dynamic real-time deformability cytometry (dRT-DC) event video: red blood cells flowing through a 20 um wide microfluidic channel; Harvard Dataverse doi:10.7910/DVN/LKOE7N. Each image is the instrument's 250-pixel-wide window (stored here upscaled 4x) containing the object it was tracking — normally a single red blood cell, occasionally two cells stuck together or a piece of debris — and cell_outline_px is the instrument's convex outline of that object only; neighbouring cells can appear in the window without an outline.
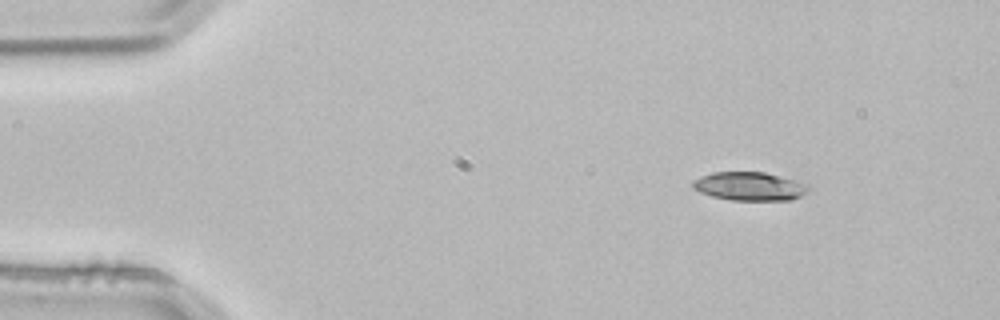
{"species": "common noctule bat (a hibernating species)", "species_latin": "Nyctalus noctula", "temperature_condition": "room temperature", "stored_images_in_passage": 3, "camera_frame_rate_fps": 3000, "um_per_image_px": 0.085, "animal": {"sex": "male", "body_mass_g": 21.5, "forearm_length_mm": 52.0}, "frame": {"image": 1, "passage_image": 1, "time_ms": 0.0, "image_size_px": [1000, 320], "cell_outline_px": [[812, 188], [808, 192], [792, 200], [732, 200], [712, 196], [700, 192], [692, 188], [692, 180], [700, 176], [712, 172], [764, 172], [796, 180], [808, 184]], "centroid_in_image_um": [63.73, 15.83], "position_along_channel_um": 21.3, "area_um2": 19.42}}